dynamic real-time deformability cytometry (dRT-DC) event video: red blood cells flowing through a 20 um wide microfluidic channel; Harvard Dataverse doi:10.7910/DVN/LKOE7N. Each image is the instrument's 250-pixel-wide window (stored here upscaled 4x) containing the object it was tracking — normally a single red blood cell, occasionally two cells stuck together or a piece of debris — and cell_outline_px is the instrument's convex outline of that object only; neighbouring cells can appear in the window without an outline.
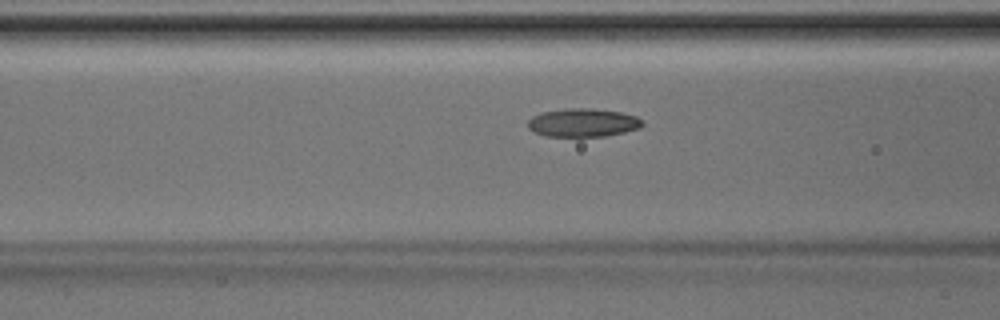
{"species": "Egyptian fruit bat (a non-hibernating species)", "species_latin": "Rousettus aegyptiacus", "temperature_condition": "room temperature", "stored_images_in_passage": 33, "camera_frame_rate_fps": 3000, "um_per_image_px": 0.085, "animal": {"sex": "male"}, "frame": {"image": 1, "passage_image": 5, "time_ms": 1.333, "image_size_px": [1000, 320], "cell_outline_px": [[644, 124], [640, 128], [624, 132], [604, 136], [544, 136], [532, 132], [528, 128], [528, 120], [532, 116], [544, 112], [564, 108], [592, 108], [620, 112], [636, 116], [644, 120]], "centroid_in_image_um": [49.55, 10.42], "position_along_channel_um": 117.1, "area_um2": 19.07}}
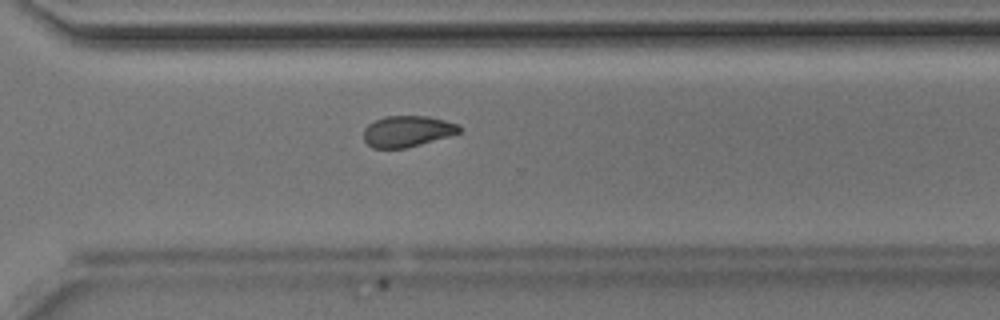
{"frame": {"image": 2, "passage_image": 20, "time_ms": 6.333, "image_size_px": [1000, 320], "cell_outline_px": [[464, 128], [460, 132], [448, 136], [420, 144], [404, 148], [372, 148], [364, 140], [364, 128], [368, 124], [384, 116], [428, 116], [460, 124]], "centroid_in_image_um": [34.64, 11.15], "position_along_channel_um": 336.0, "area_um2": 17.34}}
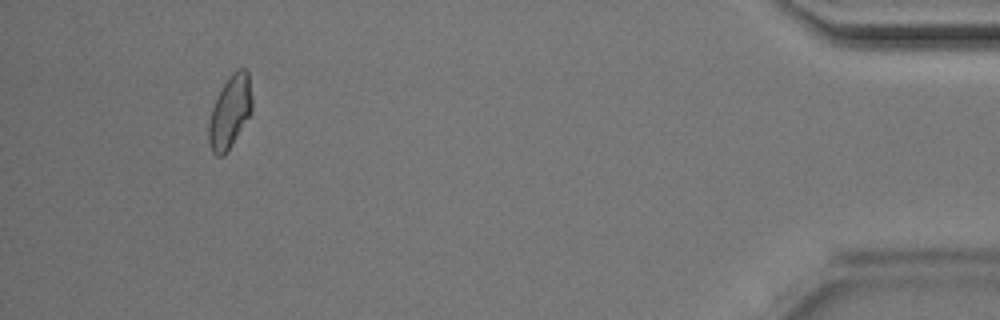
{"frame": {"image": 3, "passage_image": 30, "time_ms": 9.667, "image_size_px": [1000, 320], "cell_outline_px": [[252, 112], [232, 144], [224, 156], [216, 156], [212, 152], [208, 140], [208, 124], [212, 108], [228, 76], [236, 68], [244, 68], [248, 72], [252, 100]], "centroid_in_image_um": [19.55, 9.51], "position_along_channel_um": 415.7, "area_um2": 18.26}}